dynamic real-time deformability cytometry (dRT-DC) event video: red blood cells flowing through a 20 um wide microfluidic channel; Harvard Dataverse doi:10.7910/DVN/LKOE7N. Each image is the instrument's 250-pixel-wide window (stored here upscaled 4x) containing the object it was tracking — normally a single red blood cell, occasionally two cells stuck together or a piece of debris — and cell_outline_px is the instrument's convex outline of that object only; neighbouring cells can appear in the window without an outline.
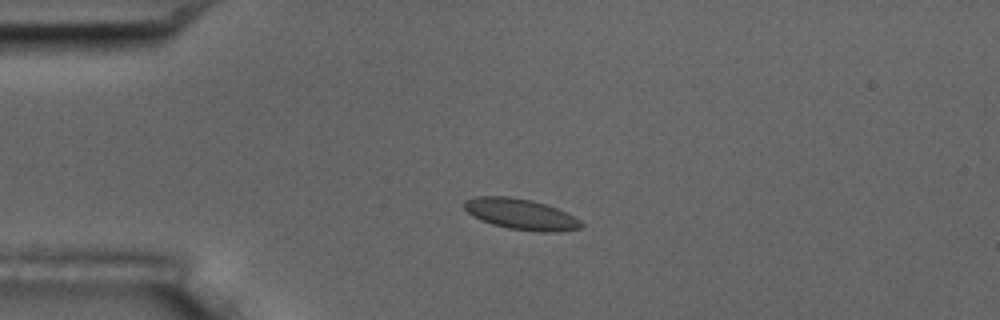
{"species": "common noctule bat (a hibernating species)", "species_latin": "Nyctalus noctula", "temperature_condition": "room temperature", "stored_images_in_passage": 5, "camera_frame_rate_fps": 3000, "um_per_image_px": 0.085, "animal": {"sex": "male", "body_mass_g": 17.5, "forearm_length_mm": 52.3}, "frame": {"image": 1, "passage_image": 3, "time_ms": 3.333, "image_size_px": [1000, 320], "cell_outline_px": [[584, 224], [580, 228], [556, 232], [540, 232], [508, 228], [492, 224], [480, 220], [472, 216], [464, 208], [464, 200], [476, 196], [508, 196], [532, 200], [556, 208], [580, 220]], "centroid_in_image_um": [44.23, 18.2], "position_along_channel_um": 40.8, "area_um2": 20.92}}